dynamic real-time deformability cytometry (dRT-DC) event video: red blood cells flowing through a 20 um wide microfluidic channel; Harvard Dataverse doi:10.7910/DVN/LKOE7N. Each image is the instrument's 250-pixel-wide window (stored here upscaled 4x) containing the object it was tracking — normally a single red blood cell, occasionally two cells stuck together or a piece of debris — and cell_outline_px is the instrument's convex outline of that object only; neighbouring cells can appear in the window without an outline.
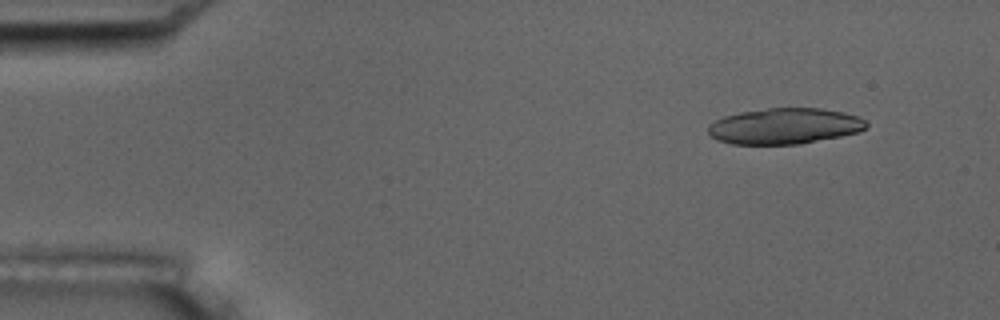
{"species": "common noctule bat (a hibernating species)", "species_latin": "Nyctalus noctula", "temperature_condition": "room temperature", "stored_images_in_passage": 5, "camera_frame_rate_fps": 3000, "um_per_image_px": 0.085, "animal": {"sex": "male", "body_mass_g": 17.5, "forearm_length_mm": 52.3}, "frame": {"image": 1, "passage_image": 2, "time_ms": 1.0, "image_size_px": [1000, 320], "cell_outline_px": [[868, 128], [860, 132], [800, 144], [732, 144], [716, 140], [708, 132], [708, 124], [724, 116], [740, 112], [768, 108], [820, 108], [844, 112], [860, 116], [868, 124]], "centroid_in_image_um": [66.71, 10.72], "position_along_channel_um": 18.3, "area_um2": 33.29}}